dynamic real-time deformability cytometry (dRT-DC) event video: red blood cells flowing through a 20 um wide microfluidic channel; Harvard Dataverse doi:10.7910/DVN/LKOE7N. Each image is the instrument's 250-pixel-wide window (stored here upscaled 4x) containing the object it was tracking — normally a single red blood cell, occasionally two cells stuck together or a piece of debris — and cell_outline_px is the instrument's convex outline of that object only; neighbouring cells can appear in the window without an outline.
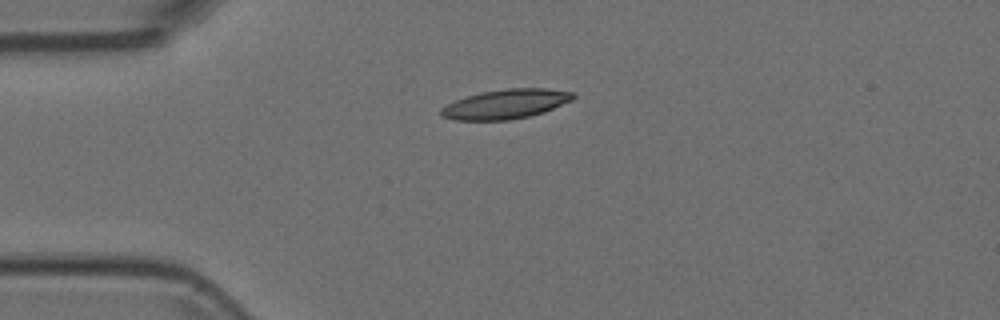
{"species": "Egyptian fruit bat (a non-hibernating species)", "species_latin": "Rousettus aegyptiacus", "temperature_condition": "room temperature", "stored_images_in_passage": 36, "camera_frame_rate_fps": 3000, "um_per_image_px": 0.085, "animal": {"sex": "female"}, "frame": {"image": 1, "passage_image": 1, "time_ms": 0.0, "image_size_px": [1000, 320], "cell_outline_px": [[576, 96], [572, 100], [544, 112], [528, 116], [508, 120], [456, 120], [440, 116], [440, 108], [456, 100], [480, 92], [508, 88], [544, 88], [576, 92]], "centroid_in_image_um": [43.0, 8.84], "position_along_channel_um": 42.0, "area_um2": 22.66}}
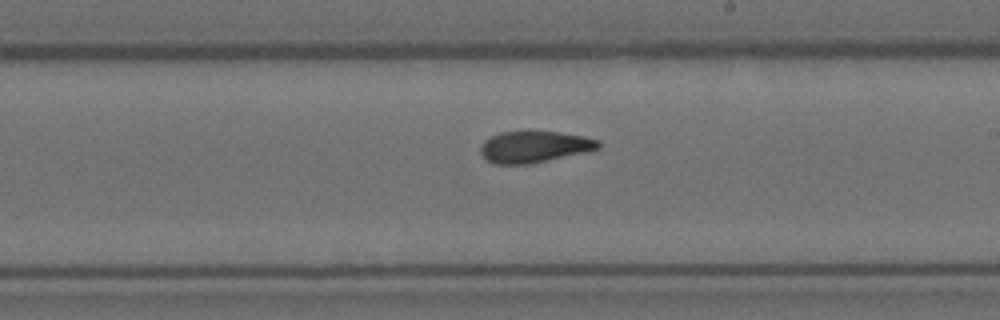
{"frame": {"image": 2, "passage_image": 19, "time_ms": 6.0, "image_size_px": [1000, 320], "cell_outline_px": [[600, 148], [584, 152], [528, 164], [492, 164], [480, 152], [480, 148], [484, 140], [500, 132], [528, 128], [532, 128], [584, 136], [600, 140]], "centroid_in_image_um": [45.39, 12.42], "position_along_channel_um": 243.6, "area_um2": 22.2}}
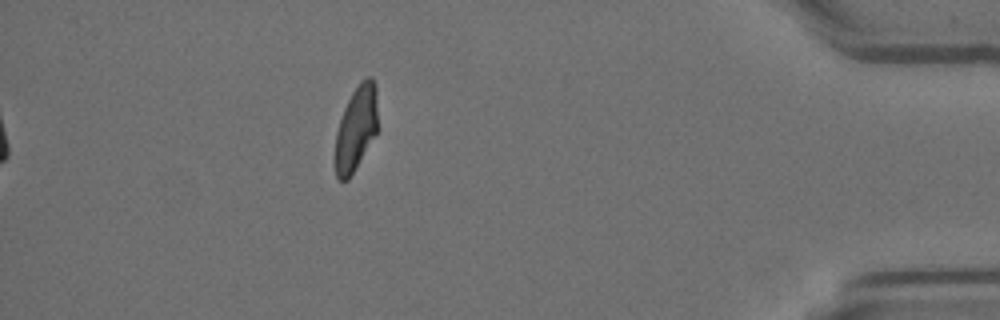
{"frame": {"image": 3, "passage_image": 36, "time_ms": 11.667, "image_size_px": [1000, 320], "cell_outline_px": [[380, 128], [348, 180], [340, 180], [336, 176], [336, 132], [344, 108], [352, 92], [360, 80], [368, 76], [372, 76], [376, 84]], "centroid_in_image_um": [30.33, 10.83], "position_along_channel_um": 404.9, "area_um2": 21.39}}